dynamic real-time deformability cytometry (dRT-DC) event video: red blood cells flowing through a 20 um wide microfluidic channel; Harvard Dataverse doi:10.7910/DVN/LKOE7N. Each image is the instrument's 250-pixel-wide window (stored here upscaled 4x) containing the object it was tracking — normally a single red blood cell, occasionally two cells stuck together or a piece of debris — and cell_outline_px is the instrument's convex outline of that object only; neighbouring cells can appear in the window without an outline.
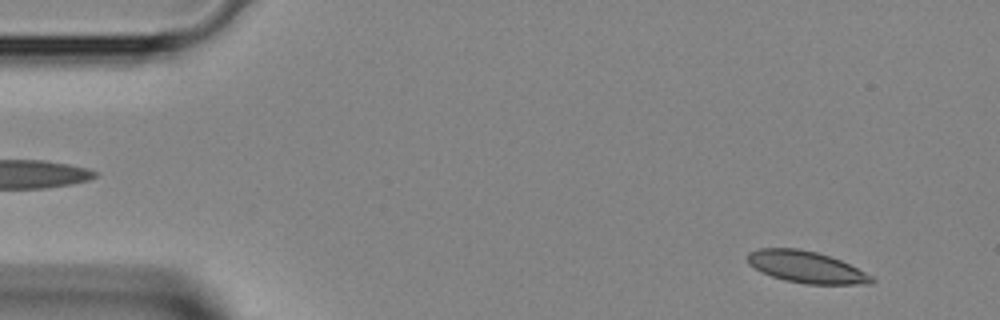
{"species": "Egyptian fruit bat (a non-hibernating species)", "species_latin": "Rousettus aegyptiacus", "temperature_condition": "room temperature", "stored_images_in_passage": 43, "camera_frame_rate_fps": 3000, "um_per_image_px": 0.085, "animal": {"sex": "female"}, "frame": {"image": 1, "passage_image": 3, "time_ms": 0.667, "image_size_px": [1000, 320], "cell_outline_px": [[876, 280], [872, 284], [804, 284], [784, 280], [772, 276], [748, 264], [748, 252], [760, 248], [796, 248], [816, 252], [840, 260], [872, 276]], "centroid_in_image_um": [68.53, 22.7], "position_along_channel_um": 16.5, "area_um2": 22.66}}
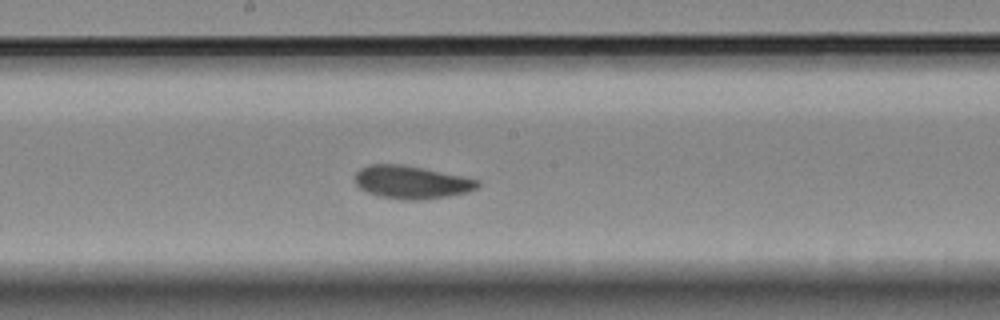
{"frame": {"image": 2, "passage_image": 22, "time_ms": 7.0, "image_size_px": [1000, 320], "cell_outline_px": [[480, 184], [476, 188], [468, 192], [448, 196], [424, 200], [408, 200], [380, 196], [368, 192], [360, 188], [352, 180], [356, 172], [360, 168], [368, 164], [400, 164], [424, 168], [480, 180]], "centroid_in_image_um": [34.95, 15.48], "position_along_channel_um": 213.3, "area_um2": 23.64}}
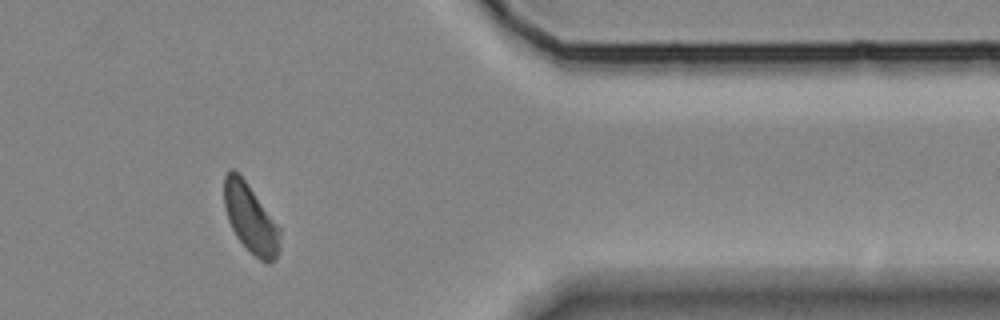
{"frame": {"image": 3, "passage_image": 35, "time_ms": 11.333, "image_size_px": [1000, 320], "cell_outline_px": [[280, 248], [276, 260], [268, 264], [260, 260], [236, 236], [228, 220], [224, 208], [224, 176], [228, 168], [232, 168], [244, 180], [280, 228]], "centroid_in_image_um": [21.29, 18.59], "position_along_channel_um": 390.1, "area_um2": 22.02}}